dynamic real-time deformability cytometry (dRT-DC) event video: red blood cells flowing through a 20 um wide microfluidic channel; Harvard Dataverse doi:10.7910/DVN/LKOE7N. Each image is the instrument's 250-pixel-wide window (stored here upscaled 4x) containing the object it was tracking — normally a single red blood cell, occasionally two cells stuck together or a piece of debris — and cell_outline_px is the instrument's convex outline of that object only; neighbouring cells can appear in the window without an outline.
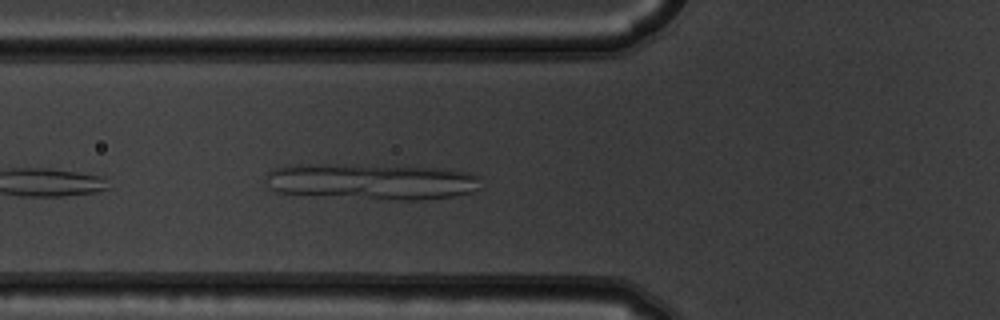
{"species": "common noctule bat (a hibernating species)", "species_latin": "Nyctalus noctula", "temperature_condition": "warm", "stored_images_in_passage": 6, "camera_frame_rate_fps": 3000, "um_per_image_px": 0.085, "animal": {"sex": "male", "body_mass_g": 19.5, "forearm_length_mm": 54.6}, "frame": {"image": 1, "passage_image": 6, "time_ms": 1.667, "image_size_px": [1000, 320], "cell_outline_px": [[484, 188], [472, 192], [452, 196], [424, 200], [400, 200], [276, 192], [268, 188], [264, 176], [272, 168], [288, 164], [352, 164], [448, 168], [472, 172], [480, 176]], "centroid_in_image_um": [31.66, 15.4], "position_along_channel_um": 94.1, "area_um2": 46.18}}